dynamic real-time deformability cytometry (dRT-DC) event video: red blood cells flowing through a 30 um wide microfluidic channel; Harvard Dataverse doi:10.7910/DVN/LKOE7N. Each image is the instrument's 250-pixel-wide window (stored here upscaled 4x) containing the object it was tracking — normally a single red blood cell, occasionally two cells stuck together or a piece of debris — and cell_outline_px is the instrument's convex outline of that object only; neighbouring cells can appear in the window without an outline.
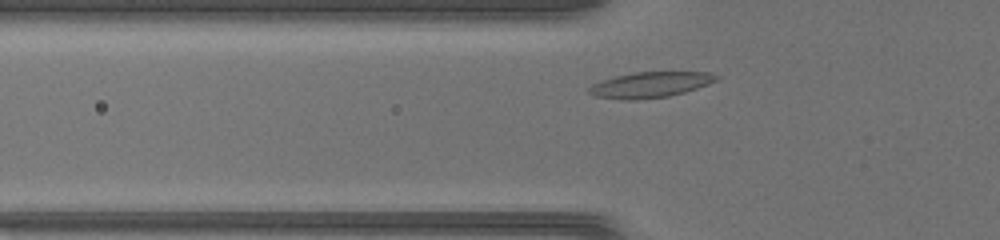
{"species": "common noctule bat (a hibernating species)", "species_latin": "Nyctalus noctula", "temperature_condition": "warm", "stored_images_in_passage": 35, "camera_frame_rate_fps": 3000, "um_per_image_px": 0.085, "animal": {"sex": "female", "body_mass_g": 17.0, "forearm_length_mm": 48.0}, "frame": {"image": 1, "passage_image": 5, "time_ms": 1.333, "image_size_px": [1000, 240], "cell_outline_px": [[720, 76], [716, 80], [708, 84], [684, 92], [668, 96], [636, 100], [628, 100], [596, 96], [588, 92], [588, 88], [592, 84], [600, 80], [632, 72], [712, 72]], "centroid_in_image_um": [55.26, 7.19], "position_along_channel_um": 70.5, "area_um2": 18.96}}
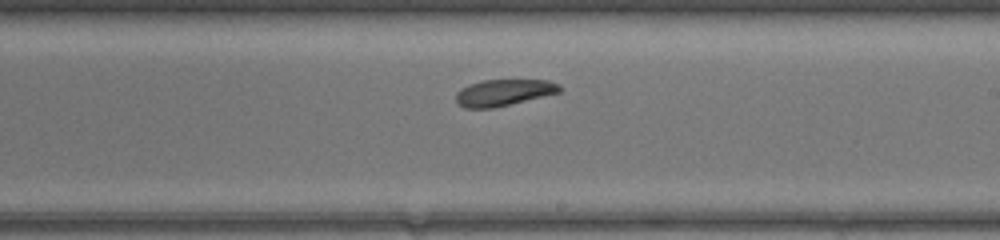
{"frame": {"image": 2, "passage_image": 18, "time_ms": 5.667, "image_size_px": [1000, 240], "cell_outline_px": [[564, 88], [560, 92], [492, 108], [464, 108], [456, 104], [456, 92], [460, 88], [468, 84], [484, 80], [548, 80], [560, 84]], "centroid_in_image_um": [42.79, 7.86], "position_along_channel_um": 246.2, "area_um2": 16.07}}
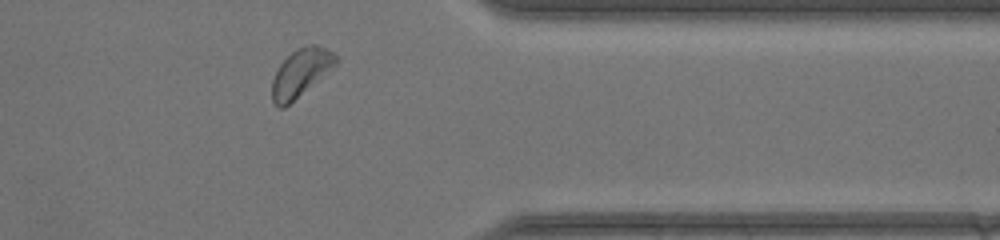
{"frame": {"image": 3, "passage_image": 29, "time_ms": 9.333, "image_size_px": [1000, 240], "cell_outline_px": [[336, 64], [284, 108], [280, 108], [272, 100], [272, 80], [280, 64], [296, 48], [304, 44], [316, 44], [332, 52], [336, 56]], "centroid_in_image_um": [25.53, 6.15], "position_along_channel_um": 385.9, "area_um2": 17.22}, "authors_computed_cell_mechanics": {"area_um2": 17.051, "velocity_mm_per_s": 4.0736, "shape_relaxation_time_tau1_ms": 4.322, "shape_relaxation_time_tau2_ms": 5.6831, "deformation_change_tau1": 0.0896, "deformation_change_tau2": 0.1393}}